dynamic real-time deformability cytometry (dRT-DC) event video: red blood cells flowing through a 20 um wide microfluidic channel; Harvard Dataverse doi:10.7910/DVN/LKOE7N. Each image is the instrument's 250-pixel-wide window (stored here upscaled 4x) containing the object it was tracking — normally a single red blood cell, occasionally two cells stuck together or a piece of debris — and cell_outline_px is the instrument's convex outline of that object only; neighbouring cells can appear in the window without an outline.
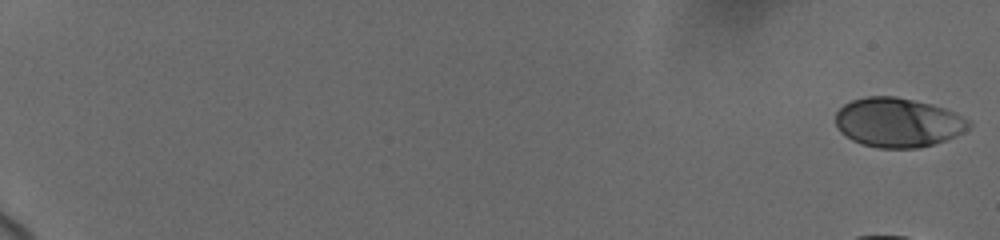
{"species": "human", "species_latin": "Homo sapiens", "temperature_condition": "cold", "stored_images_in_passage": 13, "camera_frame_rate_fps": 3000, "um_per_image_px": 0.085, "donor": {"sex": "female"}, "frame": {"image": 1, "passage_image": 1, "time_ms": 0.0, "image_size_px": [1000, 240], "cell_outline_px": [[972, 124], [968, 128], [956, 136], [920, 148], [876, 148], [860, 144], [852, 140], [840, 132], [836, 124], [836, 112], [844, 104], [852, 100], [868, 96], [896, 96], [932, 104], [956, 112], [968, 120]], "centroid_in_image_um": [76.31, 10.41], "position_along_channel_um": 8.7, "area_um2": 38.44}}